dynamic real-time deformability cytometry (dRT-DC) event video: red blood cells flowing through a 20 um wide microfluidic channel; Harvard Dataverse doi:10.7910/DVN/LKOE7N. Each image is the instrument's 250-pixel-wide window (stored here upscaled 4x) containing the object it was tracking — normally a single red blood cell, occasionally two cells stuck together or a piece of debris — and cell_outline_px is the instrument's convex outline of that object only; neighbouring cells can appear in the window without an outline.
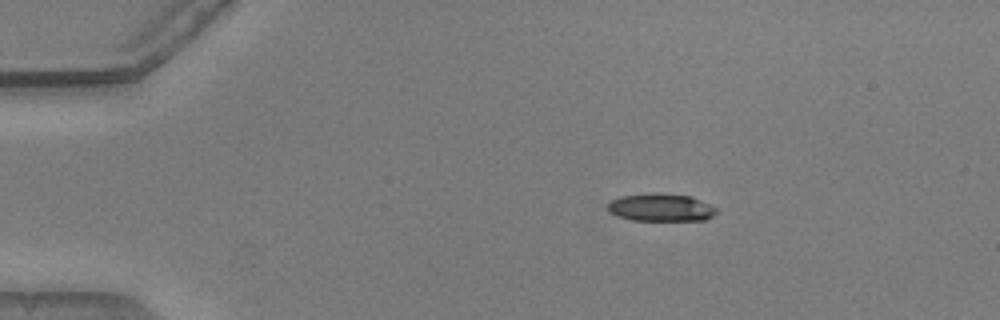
{"species": "common noctule bat (a hibernating species)", "species_latin": "Nyctalus noctula", "temperature_condition": "warm", "stored_images_in_passage": 38, "camera_frame_rate_fps": 3000, "um_per_image_px": 0.085, "animal": {"sex": "male", "body_mass_g": 20.5, "forearm_length_mm": 52.5}, "frame": {"image": 1, "passage_image": 1, "time_ms": 0.0, "image_size_px": [1000, 320], "cell_outline_px": [[716, 212], [712, 216], [704, 220], [632, 220], [616, 216], [608, 208], [608, 204], [612, 200], [620, 196], [652, 192], [660, 192], [692, 196], [716, 208]], "centroid_in_image_um": [56.16, 17.62], "position_along_channel_um": 28.8, "area_um2": 17.57}}
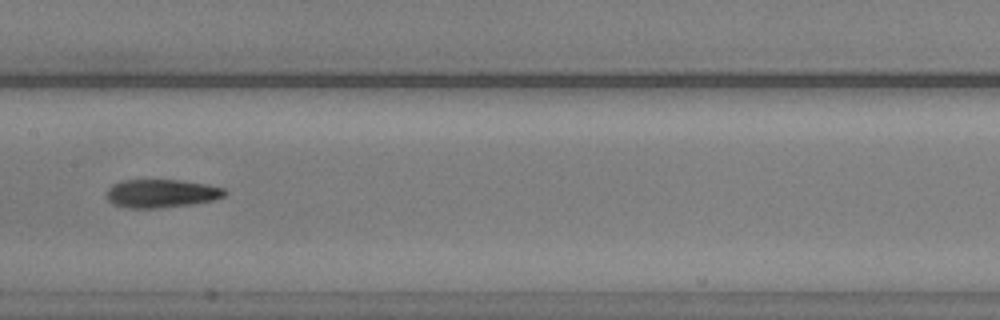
{"frame": {"image": 2, "passage_image": 19, "time_ms": 6.0, "image_size_px": [1000, 320], "cell_outline_px": [[228, 192], [224, 196], [212, 200], [188, 204], [160, 208], [128, 208], [112, 204], [108, 200], [108, 188], [112, 184], [120, 180], [180, 180], [208, 184], [224, 188]], "centroid_in_image_um": [13.71, 16.43], "position_along_channel_um": 193.7, "area_um2": 19.48}}
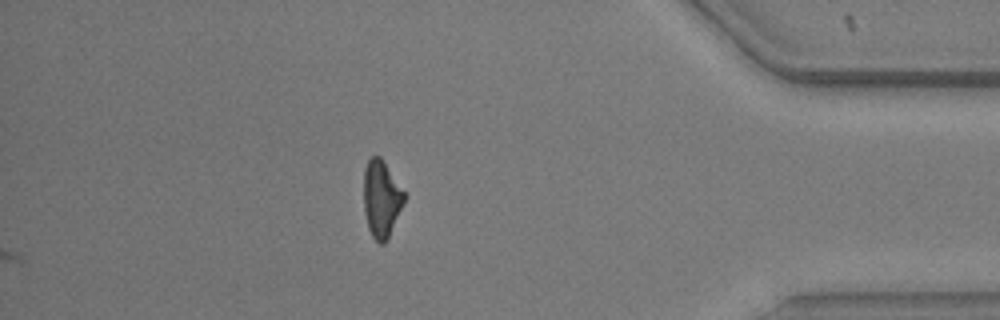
{"frame": {"image": 3, "passage_image": 38, "time_ms": 12.333, "image_size_px": [1000, 320], "cell_outline_px": [[404, 204], [388, 240], [384, 244], [380, 244], [372, 236], [368, 228], [364, 208], [364, 168], [368, 160], [372, 156], [380, 156], [404, 192]], "centroid_in_image_um": [32.42, 16.93], "position_along_channel_um": 402.8, "area_um2": 18.09}, "authors_computed_cell_mechanics": {"area_um2": 18.9295, "velocity_mm_per_s": 3.8603, "shape_relaxation_time_tau1_ms": 4.7963, "shape_relaxation_time_tau2_ms": 3.4743, "deformation_change_tau1": 0.1703, "deformation_change_tau2": 0.1239}}